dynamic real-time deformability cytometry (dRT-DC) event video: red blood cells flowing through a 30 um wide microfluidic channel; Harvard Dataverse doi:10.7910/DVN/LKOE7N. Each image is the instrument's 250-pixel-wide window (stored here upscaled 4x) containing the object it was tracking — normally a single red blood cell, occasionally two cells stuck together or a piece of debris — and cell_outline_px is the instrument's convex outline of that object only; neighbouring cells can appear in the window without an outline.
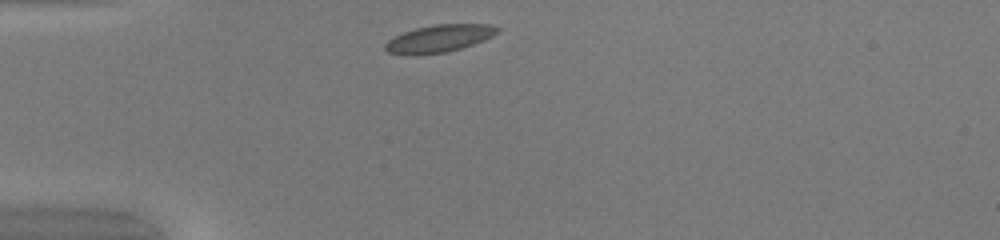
{"species": "common noctule bat (a hibernating species)", "species_latin": "Nyctalus noctula", "temperature_condition": "warm", "stored_images_in_passage": 37, "camera_frame_rate_fps": 3000, "um_per_image_px": 0.085, "animal": {"sex": "female", "body_mass_g": 20.0, "forearm_length_mm": 54.0}, "frame": {"image": 1, "passage_image": 1, "time_ms": 0.0, "image_size_px": [1000, 240], "cell_outline_px": [[500, 32], [484, 40], [448, 52], [412, 56], [404, 56], [388, 52], [384, 48], [384, 44], [388, 40], [404, 32], [416, 28], [436, 24], [492, 24], [500, 28]], "centroid_in_image_um": [37.32, 3.29], "position_along_channel_um": 47.7, "area_um2": 18.15}}
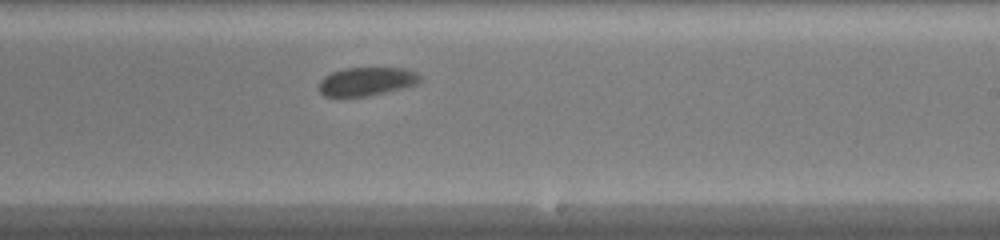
{"frame": {"image": 2, "passage_image": 18, "time_ms": 5.667, "image_size_px": [1000, 240], "cell_outline_px": [[424, 80], [420, 84], [404, 88], [368, 96], [324, 96], [320, 92], [320, 80], [324, 76], [332, 72], [344, 68], [408, 68], [416, 72]], "centroid_in_image_um": [31.24, 6.91], "position_along_channel_um": 257.8, "area_um2": 16.99}}
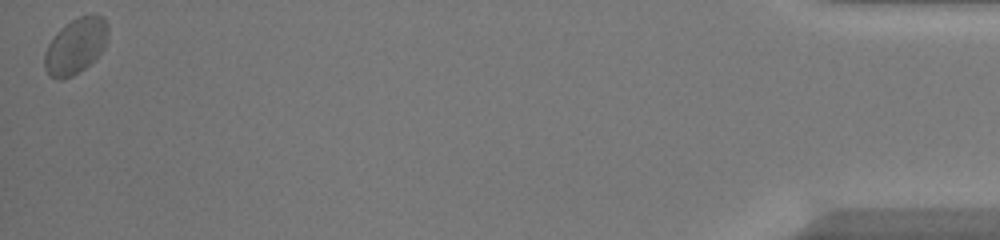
{"frame": {"image": 3, "passage_image": 37, "time_ms": 12.0, "image_size_px": [1000, 240], "cell_outline_px": [[108, 36], [104, 48], [84, 68], [72, 76], [60, 80], [56, 80], [48, 76], [44, 68], [44, 52], [48, 44], [56, 32], [60, 28], [72, 20], [80, 16], [104, 16], [108, 24]], "centroid_in_image_um": [6.4, 3.93], "position_along_channel_um": 428.8, "area_um2": 20.58}, "authors_computed_cell_mechanics": {"area_um2": 18.496, "velocity_mm_per_s": 4.1085, "shape_relaxation_time_tau1_ms": 2.3309, "shape_relaxation_time_tau2_ms": null, "deformation_change_tau1": 0.0781, "deformation_change_tau2": null}}